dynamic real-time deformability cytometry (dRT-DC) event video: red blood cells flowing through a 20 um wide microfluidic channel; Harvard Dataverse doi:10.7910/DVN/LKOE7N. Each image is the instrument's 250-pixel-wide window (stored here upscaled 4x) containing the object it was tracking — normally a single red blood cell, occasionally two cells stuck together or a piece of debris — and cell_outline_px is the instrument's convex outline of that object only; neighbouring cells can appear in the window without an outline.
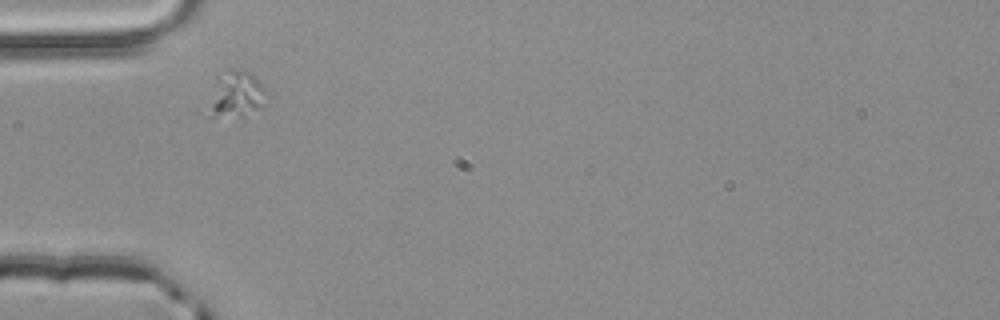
{"species": "common noctule bat (a hibernating species)", "species_latin": "Nyctalus noctula", "temperature_condition": "room temperature", "stored_images_in_passage": 1, "camera_frame_rate_fps": 3000, "um_per_image_px": 0.085, "animal": {"sex": "male", "body_mass_g": 20.4}, "frame": {"image": 1, "passage_image": 1, "time_ms": 0.0, "image_size_px": [1000, 320], "cell_outline_px": [[268, 96], [264, 108], [240, 116], [208, 116], [196, 112], [196, 108], [216, 76], [232, 72], [252, 72], [268, 92]], "centroid_in_image_um": [19.84, 8.13], "position_along_channel_um": 65.2, "area_um2": 17.34}}